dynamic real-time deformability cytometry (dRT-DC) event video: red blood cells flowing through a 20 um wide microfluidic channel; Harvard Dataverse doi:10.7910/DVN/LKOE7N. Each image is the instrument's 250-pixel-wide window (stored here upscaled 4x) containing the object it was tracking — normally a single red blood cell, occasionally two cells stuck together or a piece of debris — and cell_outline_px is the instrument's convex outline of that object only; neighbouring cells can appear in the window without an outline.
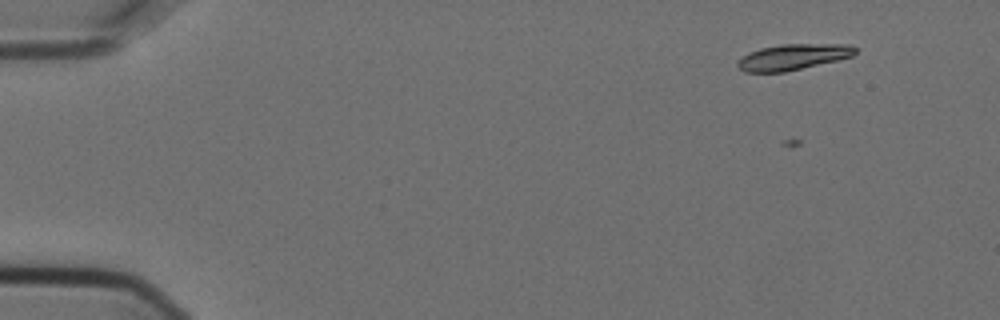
{"species": "Egyptian fruit bat (a non-hibernating species)", "species_latin": "Rousettus aegyptiacus", "temperature_condition": "cold", "stored_images_in_passage": 5, "camera_frame_rate_fps": 3000, "um_per_image_px": 0.085, "animal": {"sex": "female"}, "frame": {"image": 1, "passage_image": 2, "time_ms": 0.333, "image_size_px": [1000, 320], "cell_outline_px": [[856, 52], [852, 56], [836, 60], [784, 72], [744, 72], [736, 64], [744, 56], [760, 48], [780, 44], [848, 44], [856, 48]], "centroid_in_image_um": [67.41, 4.83], "position_along_channel_um": 17.6, "area_um2": 17.4}}